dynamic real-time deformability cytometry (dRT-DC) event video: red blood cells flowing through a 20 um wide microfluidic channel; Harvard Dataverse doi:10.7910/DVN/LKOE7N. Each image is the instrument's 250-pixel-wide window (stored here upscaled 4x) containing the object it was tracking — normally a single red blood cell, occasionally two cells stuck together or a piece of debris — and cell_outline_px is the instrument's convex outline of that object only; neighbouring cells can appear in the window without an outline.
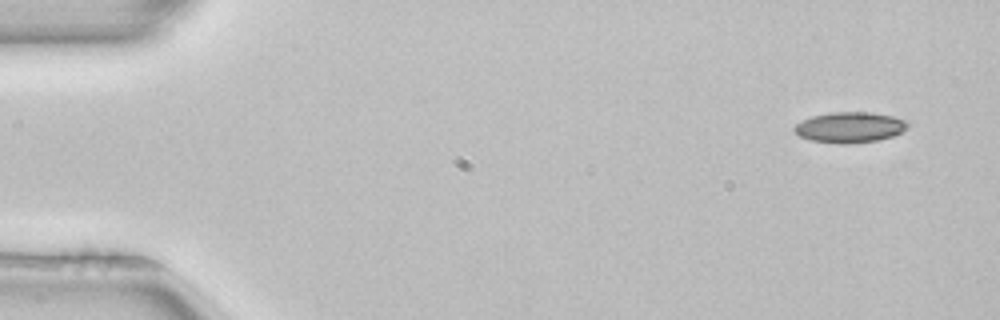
{"species": "common noctule bat (a hibernating species)", "species_latin": "Nyctalus noctula", "temperature_condition": "room temperature", "stored_images_in_passage": 4, "camera_frame_rate_fps": 3000, "um_per_image_px": 0.085, "animal": {"sex": "female", "body_mass_g": 22.7, "forearm_length_mm": 54.2}, "frame": {"image": 1, "passage_image": 1, "time_ms": 0.0, "image_size_px": [1000, 320], "cell_outline_px": [[908, 128], [892, 136], [876, 140], [848, 144], [836, 144], [812, 140], [800, 136], [792, 128], [796, 124], [812, 116], [832, 112], [872, 112], [892, 116], [908, 120]], "centroid_in_image_um": [72.25, 10.82], "position_along_channel_um": 12.8, "area_um2": 20.17}}